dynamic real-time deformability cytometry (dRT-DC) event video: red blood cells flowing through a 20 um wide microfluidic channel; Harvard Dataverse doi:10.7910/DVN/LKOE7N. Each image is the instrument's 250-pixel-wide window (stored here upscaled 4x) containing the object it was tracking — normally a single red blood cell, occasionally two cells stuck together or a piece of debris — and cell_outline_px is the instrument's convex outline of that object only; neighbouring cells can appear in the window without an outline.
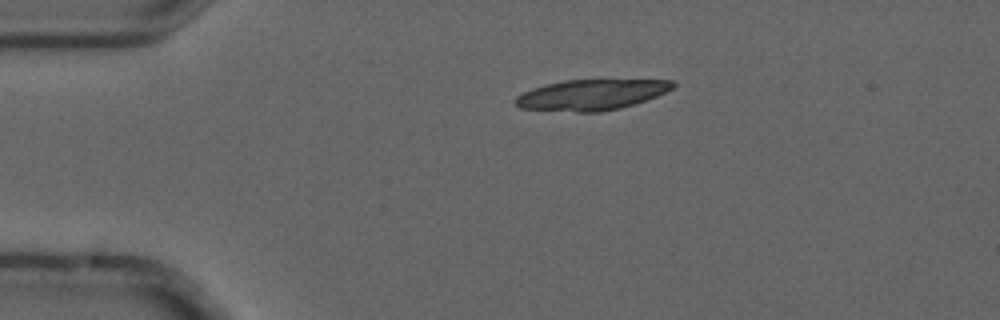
{"species": "common noctule bat (a hibernating species)", "species_latin": "Nyctalus noctula", "temperature_condition": "cold", "stored_images_in_passage": 7, "camera_frame_rate_fps": 3000, "um_per_image_px": 0.085, "animal": {"sex": "male", "forearm_length_mm": 52.5}, "frame": {"image": 1, "passage_image": 4, "time_ms": 1.0, "image_size_px": [1000, 320], "cell_outline_px": [[676, 84], [672, 88], [656, 96], [620, 108], [600, 112], [576, 112], [520, 108], [516, 104], [516, 96], [532, 88], [544, 84], [564, 80], [676, 80]], "centroid_in_image_um": [50.24, 8.05], "position_along_channel_um": 34.8, "area_um2": 27.86}}